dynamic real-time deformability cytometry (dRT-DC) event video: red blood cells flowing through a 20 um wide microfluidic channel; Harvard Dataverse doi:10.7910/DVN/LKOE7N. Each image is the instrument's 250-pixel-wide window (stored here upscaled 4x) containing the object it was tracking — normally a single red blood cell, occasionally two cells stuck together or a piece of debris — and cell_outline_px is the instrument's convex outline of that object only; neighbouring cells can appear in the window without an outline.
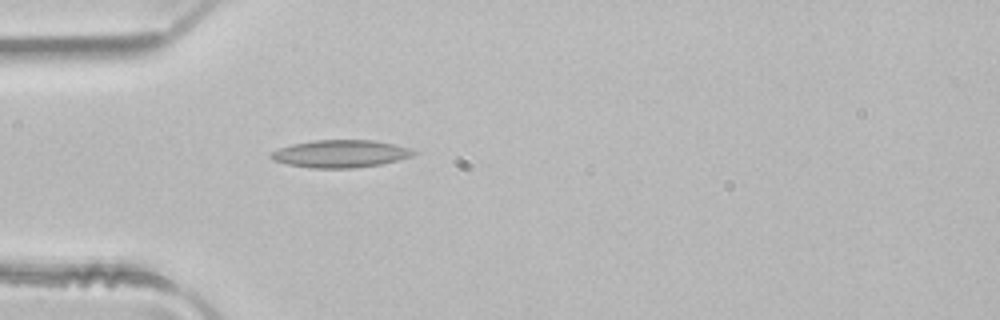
{"species": "common noctule bat (a hibernating species)", "species_latin": "Nyctalus noctula", "temperature_condition": "room temperature", "stored_images_in_passage": 36, "camera_frame_rate_fps": 3000, "um_per_image_px": 0.085, "animal": {"sex": "male", "body_mass_g": 21.5, "forearm_length_mm": 52.0}, "frame": {"image": 1, "passage_image": 1, "time_ms": 0.0, "image_size_px": [1000, 320], "cell_outline_px": [[416, 152], [412, 156], [380, 164], [356, 168], [312, 168], [288, 164], [272, 160], [268, 156], [272, 152], [280, 148], [292, 144], [316, 140], [372, 140], [392, 144], [408, 148]], "centroid_in_image_um": [28.9, 13.07], "position_along_channel_um": 56.1, "area_um2": 22.6}}
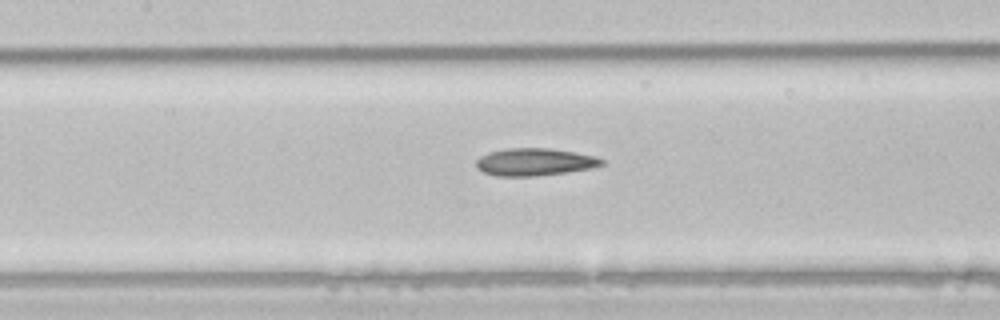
{"frame": {"image": 2, "passage_image": 9, "time_ms": 2.667, "image_size_px": [1000, 320], "cell_outline_px": [[604, 164], [592, 168], [568, 172], [536, 176], [496, 176], [484, 172], [476, 168], [476, 160], [480, 156], [488, 152], [508, 148], [548, 148], [576, 152], [596, 156], [604, 160]], "centroid_in_image_um": [45.45, 13.77], "position_along_channel_um": 162.0, "area_um2": 20.23}}
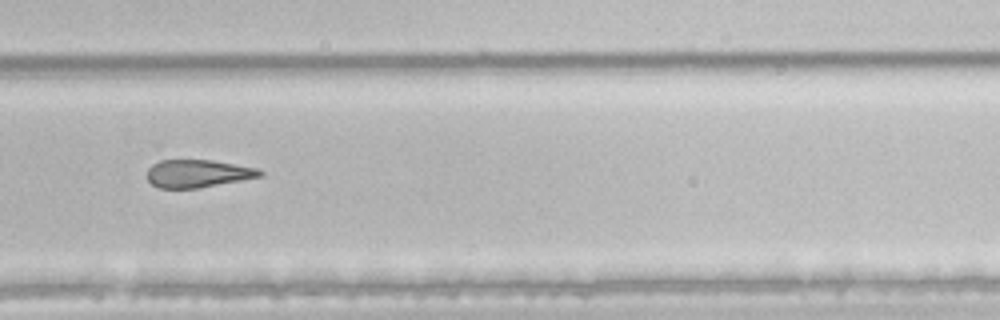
{"frame": {"image": 3, "passage_image": 20, "time_ms": 6.333, "image_size_px": [1000, 320], "cell_outline_px": [[264, 176], [196, 188], [160, 188], [152, 184], [148, 180], [148, 168], [152, 164], [160, 160], [212, 160], [256, 168], [264, 172]], "centroid_in_image_um": [16.81, 14.74], "position_along_channel_um": 313.0, "area_um2": 18.09}, "authors_computed_cell_mechanics": {"area_um2": 19.9988, "velocity_mm_per_s": 4.144, "shape_relaxation_time_tau1_ms": null, "shape_relaxation_time_tau2_ms": 6.0485, "deformation_change_tau1": null, "deformation_change_tau2": 0.1778}}